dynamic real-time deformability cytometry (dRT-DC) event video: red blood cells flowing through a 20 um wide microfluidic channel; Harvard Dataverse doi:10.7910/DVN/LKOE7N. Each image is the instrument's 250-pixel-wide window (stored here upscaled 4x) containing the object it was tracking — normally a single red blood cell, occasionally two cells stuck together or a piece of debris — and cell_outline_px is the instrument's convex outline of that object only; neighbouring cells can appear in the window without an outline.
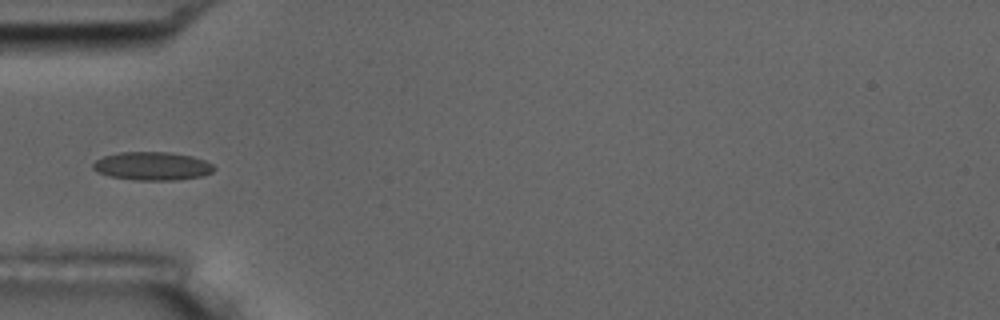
{"species": "common noctule bat (a hibernating species)", "species_latin": "Nyctalus noctula", "temperature_condition": "room temperature", "stored_images_in_passage": 10, "camera_frame_rate_fps": 3000, "um_per_image_px": 0.085, "animal": {"sex": "male", "body_mass_g": 17.5, "forearm_length_mm": 52.3}, "frame": {"image": 1, "passage_image": 6, "time_ms": 5.667, "image_size_px": [1000, 320], "cell_outline_px": [[216, 168], [212, 172], [204, 176], [176, 180], [136, 180], [108, 176], [96, 172], [92, 168], [92, 164], [96, 160], [104, 156], [120, 152], [168, 152], [192, 156], [204, 160], [212, 164]], "centroid_in_image_um": [12.94, 14.12], "position_along_channel_um": 72.1, "area_um2": 20.11}}
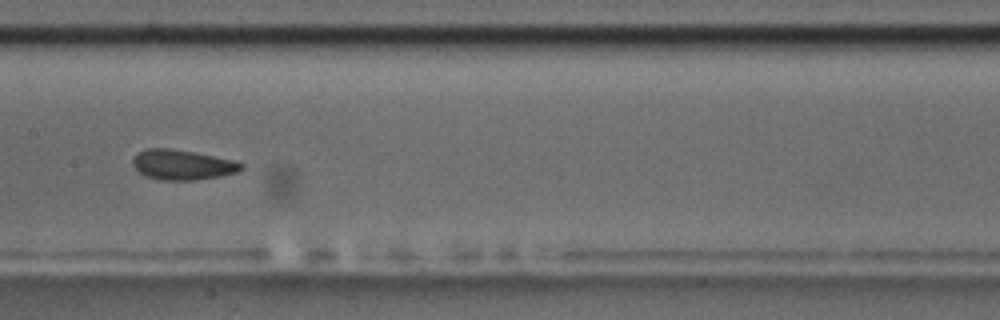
{"frame": {"image": 2, "passage_image": 9, "time_ms": 9.0, "image_size_px": [1000, 320], "cell_outline_px": [[244, 168], [236, 172], [220, 176], [196, 180], [160, 180], [144, 176], [132, 164], [132, 160], [140, 152], [148, 148], [168, 148], [192, 152], [232, 160], [244, 164]], "centroid_in_image_um": [15.5, 14.02], "position_along_channel_um": 191.9, "area_um2": 18.73}}
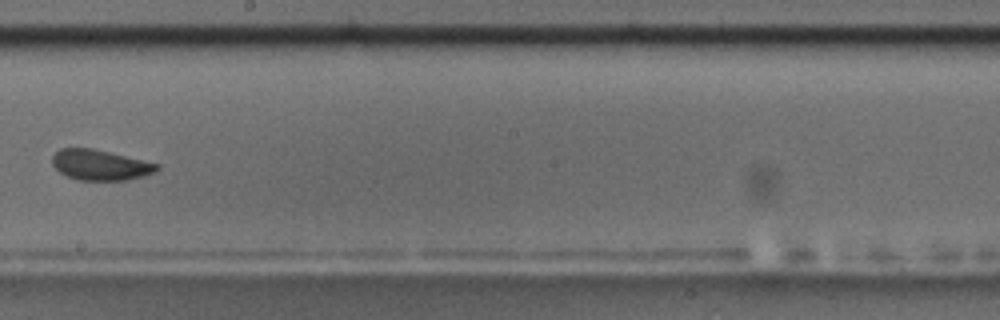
{"frame": {"image": 3, "passage_image": 10, "time_ms": 10.333, "image_size_px": [1000, 320], "cell_outline_px": [[160, 168], [156, 172], [144, 176], [128, 180], [80, 180], [68, 176], [60, 172], [52, 164], [52, 156], [60, 148], [92, 148], [160, 164]], "centroid_in_image_um": [8.54, 14.02], "position_along_channel_um": 239.7, "area_um2": 18.55}}